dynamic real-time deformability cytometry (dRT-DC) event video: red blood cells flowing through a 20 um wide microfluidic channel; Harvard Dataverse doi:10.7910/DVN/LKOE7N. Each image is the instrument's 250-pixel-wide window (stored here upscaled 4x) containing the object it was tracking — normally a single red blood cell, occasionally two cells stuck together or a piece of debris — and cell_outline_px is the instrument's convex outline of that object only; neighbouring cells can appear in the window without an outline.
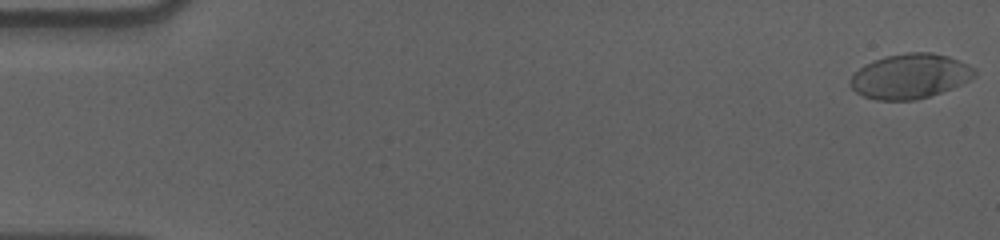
{"species": "human", "species_latin": "Homo sapiens", "temperature_condition": "cold", "stored_images_in_passage": 57, "camera_frame_rate_fps": 3000, "um_per_image_px": 0.085, "donor": {"sex": "male"}, "frame": {"image": 1, "passage_image": 1, "time_ms": 0.0, "image_size_px": [1000, 240], "cell_outline_px": [[976, 76], [952, 88], [916, 100], [876, 100], [864, 96], [856, 92], [852, 88], [848, 80], [864, 64], [884, 56], [908, 52], [932, 52], [948, 56], [968, 64], [976, 72]], "centroid_in_image_um": [77.33, 6.47], "position_along_channel_um": 7.7, "area_um2": 32.31}}
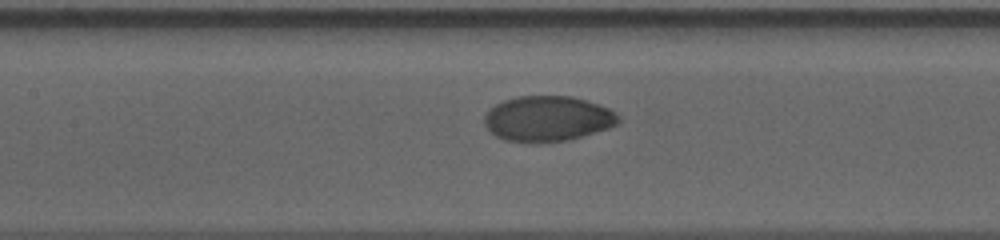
{"frame": {"image": 2, "passage_image": 27, "time_ms": 8.667, "image_size_px": [1000, 240], "cell_outline_px": [[620, 120], [616, 124], [608, 128], [568, 140], [540, 144], [536, 144], [504, 140], [496, 136], [484, 124], [484, 116], [496, 104], [504, 100], [516, 96], [572, 96], [608, 108], [616, 112], [620, 116]], "centroid_in_image_um": [46.54, 10.1], "position_along_channel_um": 160.9, "area_um2": 35.55}}
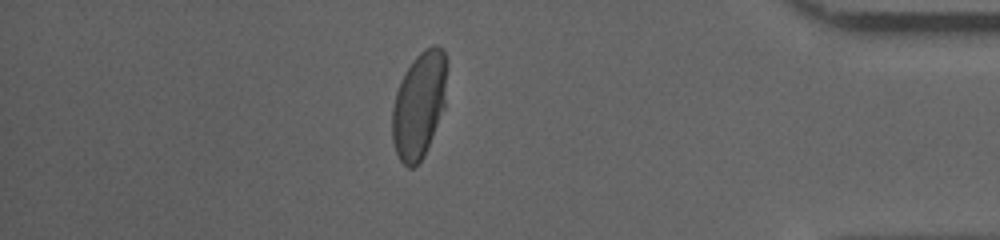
{"frame": {"image": 3, "passage_image": 50, "time_ms": 16.333, "image_size_px": [1000, 240], "cell_outline_px": [[444, 108], [424, 156], [412, 168], [408, 168], [400, 160], [396, 152], [392, 140], [392, 108], [396, 92], [400, 80], [404, 72], [412, 60], [420, 52], [432, 44], [436, 44], [444, 52]], "centroid_in_image_um": [35.57, 8.94], "position_along_channel_um": 399.6, "area_um2": 33.35}, "authors_computed_cell_mechanics": {"area_um2": 34.68, "velocity_mm_per_s": 3.5716, "shape_relaxation_time_tau1_ms": 3.7722, "shape_relaxation_time_tau2_ms": null, "deformation_change_tau1": 0.1508, "deformation_change_tau2": null}}